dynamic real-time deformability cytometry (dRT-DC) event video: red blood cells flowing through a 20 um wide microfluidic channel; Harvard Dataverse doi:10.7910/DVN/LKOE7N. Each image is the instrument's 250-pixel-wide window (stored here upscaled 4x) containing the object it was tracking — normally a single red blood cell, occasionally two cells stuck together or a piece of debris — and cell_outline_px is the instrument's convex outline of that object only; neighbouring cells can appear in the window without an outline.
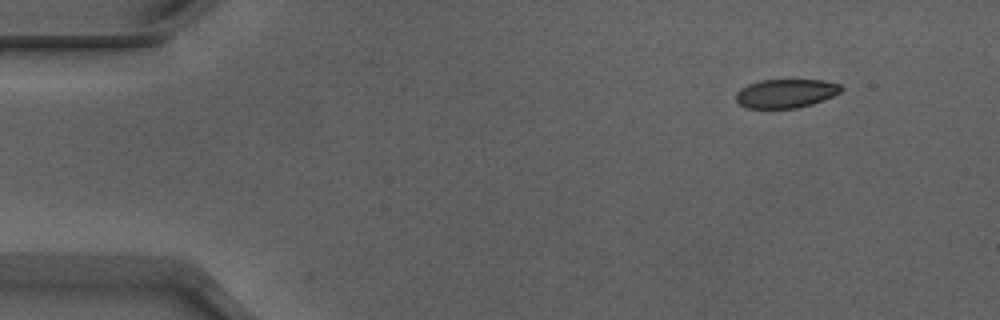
{"species": "Egyptian fruit bat (a non-hibernating species)", "species_latin": "Rousettus aegyptiacus", "temperature_condition": "warm", "stored_images_in_passage": 9, "camera_frame_rate_fps": 3000, "um_per_image_px": 0.085, "animal": {"sex": "male"}, "frame": {"image": 1, "passage_image": 1, "time_ms": 0.0, "image_size_px": [1000, 320], "cell_outline_px": [[844, 88], [840, 92], [824, 100], [812, 104], [796, 108], [748, 108], [740, 104], [736, 100], [736, 92], [740, 88], [748, 84], [760, 80], [824, 80], [840, 84]], "centroid_in_image_um": [66.8, 7.93], "position_along_channel_um": 18.2, "area_um2": 17.69}}